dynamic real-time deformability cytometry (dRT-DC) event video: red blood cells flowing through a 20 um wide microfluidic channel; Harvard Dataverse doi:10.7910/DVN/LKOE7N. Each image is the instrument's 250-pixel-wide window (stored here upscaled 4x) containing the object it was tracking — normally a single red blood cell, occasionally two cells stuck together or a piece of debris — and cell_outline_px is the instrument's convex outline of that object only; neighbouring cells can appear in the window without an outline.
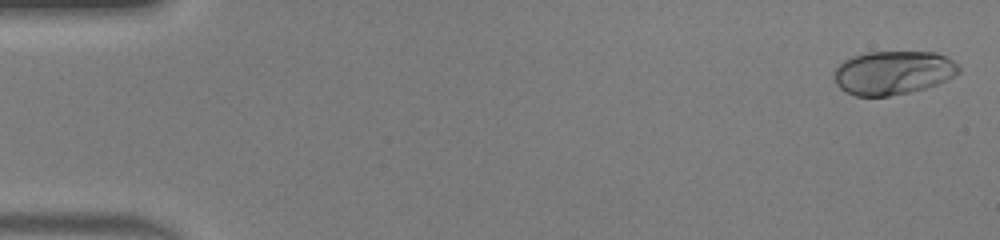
{"species": "human", "species_latin": "Homo sapiens", "temperature_condition": "warm", "stored_images_in_passage": 48, "camera_frame_rate_fps": 3000, "um_per_image_px": 0.085, "donor": {"sex": "male"}, "frame": {"image": 1, "passage_image": 1, "time_ms": 0.0, "image_size_px": [1000, 240], "cell_outline_px": [[960, 72], [948, 80], [924, 88], [908, 92], [888, 96], [856, 96], [844, 92], [836, 84], [832, 76], [836, 68], [844, 60], [852, 56], [868, 52], [936, 52], [948, 56], [960, 68]], "centroid_in_image_um": [75.9, 6.17], "position_along_channel_um": 9.1, "area_um2": 31.91}}
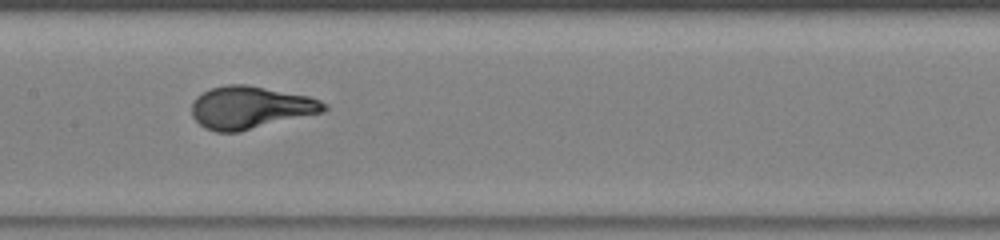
{"frame": {"image": 2, "passage_image": 24, "time_ms": 7.667, "image_size_px": [1000, 240], "cell_outline_px": [[328, 108], [324, 112], [240, 132], [216, 132], [204, 128], [192, 116], [192, 100], [196, 96], [212, 88], [228, 84], [248, 84], [308, 96], [320, 100], [328, 104]], "centroid_in_image_um": [21.3, 9.14], "position_along_channel_um": 186.1, "area_um2": 33.0}}
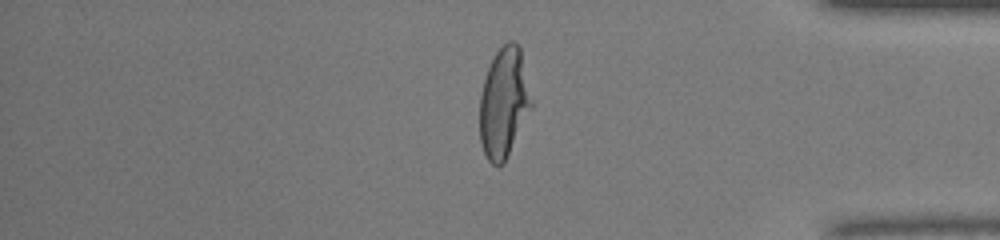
{"frame": {"image": 3, "passage_image": 40, "time_ms": 13.0, "image_size_px": [1000, 240], "cell_outline_px": [[532, 108], [504, 164], [492, 164], [488, 160], [484, 152], [480, 140], [480, 96], [484, 80], [488, 68], [496, 52], [508, 40], [512, 40], [520, 48], [532, 100]], "centroid_in_image_um": [42.83, 8.76], "position_along_channel_um": 392.4, "area_um2": 32.89}, "authors_computed_cell_mechanics": {"area_um2": 31.79, "velocity_mm_per_s": 4.3088, "shape_relaxation_time_tau1_ms": 3.4466, "shape_relaxation_time_tau2_ms": null, "deformation_change_tau1": 0.2513, "deformation_change_tau2": null}}